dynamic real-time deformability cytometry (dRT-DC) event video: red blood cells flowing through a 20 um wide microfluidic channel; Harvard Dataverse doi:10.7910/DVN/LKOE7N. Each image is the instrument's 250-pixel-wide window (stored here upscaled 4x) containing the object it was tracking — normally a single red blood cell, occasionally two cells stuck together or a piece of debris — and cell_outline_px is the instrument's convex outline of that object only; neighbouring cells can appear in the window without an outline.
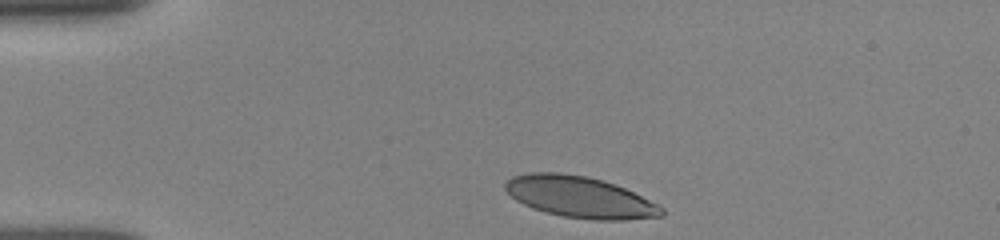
{"species": "human", "species_latin": "Homo sapiens", "temperature_condition": "room temperature", "stored_images_in_passage": 11, "camera_frame_rate_fps": 3000, "um_per_image_px": 0.085, "donor": {"sex": "female"}, "frame": {"image": 1, "passage_image": 1, "time_ms": 0.0, "image_size_px": [1000, 240], "cell_outline_px": [[664, 216], [628, 220], [596, 220], [564, 216], [544, 212], [532, 208], [516, 200], [504, 188], [504, 184], [512, 176], [528, 172], [560, 172], [588, 176], [604, 180], [616, 184], [664, 208]], "centroid_in_image_um": [49.27, 16.74], "position_along_channel_um": 35.7, "area_um2": 37.69}}
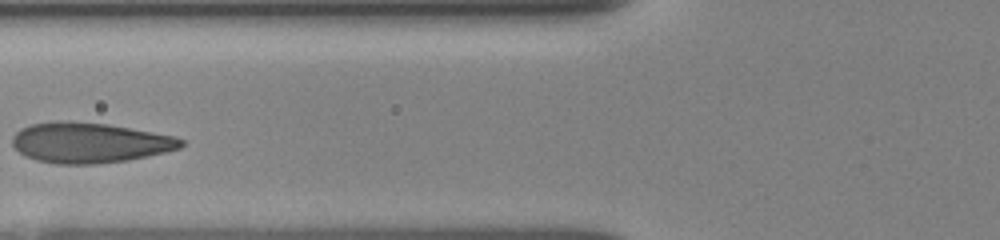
{"frame": {"image": 2, "passage_image": 5, "time_ms": 3.333, "image_size_px": [1000, 240], "cell_outline_px": [[184, 144], [180, 148], [148, 156], [128, 160], [96, 164], [56, 164], [36, 160], [24, 156], [12, 144], [12, 136], [20, 128], [32, 124], [52, 120], [68, 120], [108, 124], [176, 136], [184, 140]], "centroid_in_image_um": [7.59, 12.12], "position_along_channel_um": 118.2, "area_um2": 40.0}}
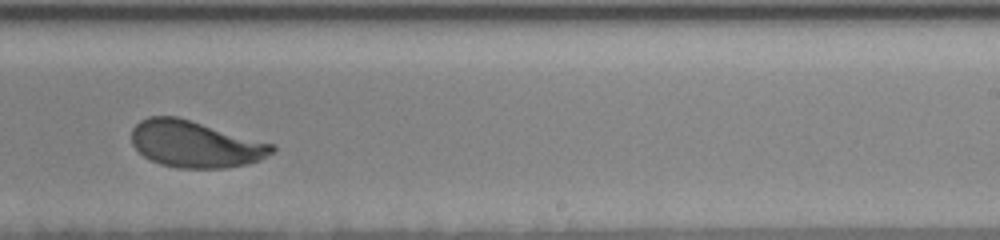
{"frame": {"image": 3, "passage_image": 10, "time_ms": 7.333, "image_size_px": [1000, 240], "cell_outline_px": [[276, 148], [272, 152], [260, 160], [248, 164], [224, 168], [176, 168], [160, 164], [144, 156], [132, 144], [132, 128], [140, 120], [148, 116], [176, 116], [276, 144]], "centroid_in_image_um": [16.61, 12.25], "position_along_channel_um": 272.4, "area_um2": 38.26}}